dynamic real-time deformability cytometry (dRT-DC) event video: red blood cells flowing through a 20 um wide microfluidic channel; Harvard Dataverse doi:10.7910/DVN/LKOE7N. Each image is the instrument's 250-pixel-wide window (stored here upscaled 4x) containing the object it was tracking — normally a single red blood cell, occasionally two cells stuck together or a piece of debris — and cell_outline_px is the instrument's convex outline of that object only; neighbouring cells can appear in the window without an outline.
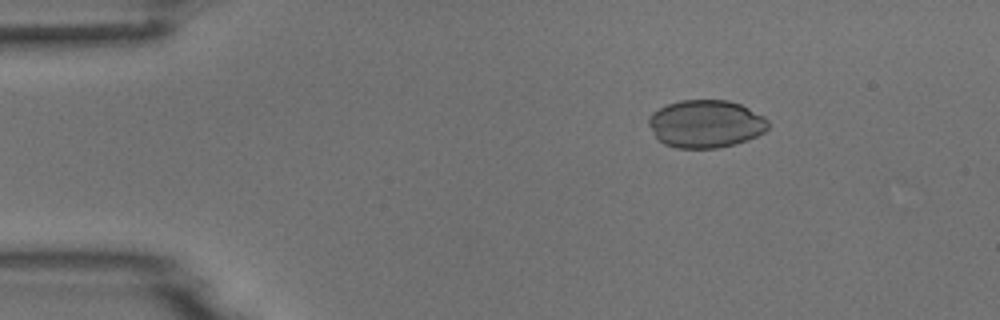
{"species": "common noctule bat (a hibernating species)", "species_latin": "Nyctalus noctula", "temperature_condition": "room temperature", "stored_images_in_passage": 3, "camera_frame_rate_fps": 3000, "um_per_image_px": 0.085, "animal": {"sex": "male", "body_mass_g": 18.8}, "frame": {"image": 1, "passage_image": 1, "time_ms": 0.0, "image_size_px": [1000, 320], "cell_outline_px": [[768, 128], [764, 132], [748, 140], [736, 144], [716, 148], [676, 148], [664, 144], [656, 136], [648, 124], [648, 116], [652, 112], [668, 104], [680, 100], [728, 100], [740, 104], [764, 116], [768, 120]], "centroid_in_image_um": [59.99, 10.53], "position_along_channel_um": 25.0, "area_um2": 33.29}}